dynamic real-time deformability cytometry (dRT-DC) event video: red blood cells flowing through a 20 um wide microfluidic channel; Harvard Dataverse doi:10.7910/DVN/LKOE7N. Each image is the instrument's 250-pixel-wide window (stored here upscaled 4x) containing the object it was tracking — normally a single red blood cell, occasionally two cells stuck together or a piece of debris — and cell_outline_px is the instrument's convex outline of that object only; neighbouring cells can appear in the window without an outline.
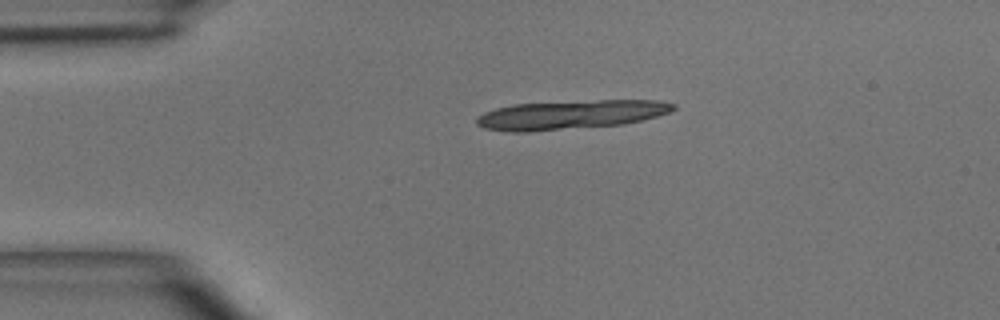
{"species": "common noctule bat (a hibernating species)", "species_latin": "Nyctalus noctula", "temperature_condition": "room temperature", "stored_images_in_passage": 2, "camera_frame_rate_fps": 3000, "um_per_image_px": 0.085, "animal": {"sex": "male", "body_mass_g": 15.6}, "frame": {"image": 1, "passage_image": 1, "time_ms": 0.0, "image_size_px": [1000, 320], "cell_outline_px": [[676, 108], [668, 112], [644, 120], [624, 124], [528, 132], [508, 132], [484, 128], [476, 124], [476, 116], [484, 112], [496, 108], [512, 104], [600, 100], [656, 100], [676, 104]], "centroid_in_image_um": [48.47, 9.75], "position_along_channel_um": 36.5, "area_um2": 33.35}}